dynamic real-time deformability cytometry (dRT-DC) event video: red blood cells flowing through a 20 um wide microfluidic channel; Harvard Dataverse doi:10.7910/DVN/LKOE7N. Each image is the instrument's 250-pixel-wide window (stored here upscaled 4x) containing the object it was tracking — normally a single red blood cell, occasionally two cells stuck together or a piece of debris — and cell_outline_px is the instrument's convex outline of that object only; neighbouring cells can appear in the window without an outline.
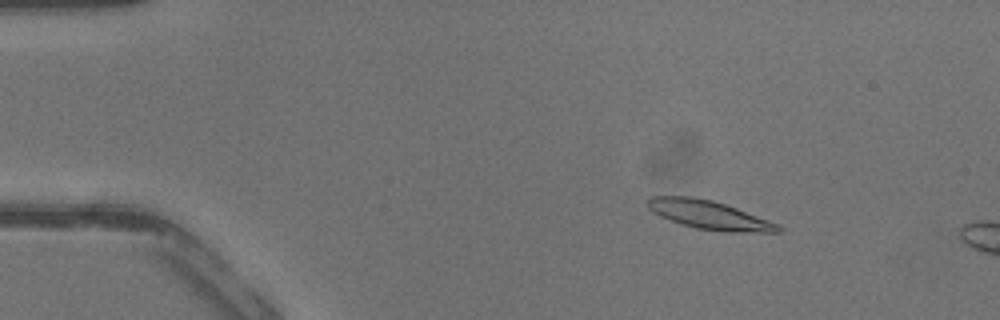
{"species": "common noctule bat (a hibernating species)", "species_latin": "Nyctalus noctula", "temperature_condition": "warm", "stored_images_in_passage": 11, "camera_frame_rate_fps": 3000, "um_per_image_px": 0.085, "animal": {"sex": "male", "body_mass_g": 13.3}, "frame": {"image": 1, "passage_image": 7, "time_ms": 2.0, "image_size_px": [1000, 320], "cell_outline_px": [[784, 228], [780, 232], [724, 232], [696, 228], [660, 216], [652, 212], [648, 208], [648, 200], [652, 196], [692, 196], [712, 200], [736, 208], [780, 224]], "centroid_in_image_um": [60.32, 18.27], "position_along_channel_um": 24.7, "area_um2": 21.68}}